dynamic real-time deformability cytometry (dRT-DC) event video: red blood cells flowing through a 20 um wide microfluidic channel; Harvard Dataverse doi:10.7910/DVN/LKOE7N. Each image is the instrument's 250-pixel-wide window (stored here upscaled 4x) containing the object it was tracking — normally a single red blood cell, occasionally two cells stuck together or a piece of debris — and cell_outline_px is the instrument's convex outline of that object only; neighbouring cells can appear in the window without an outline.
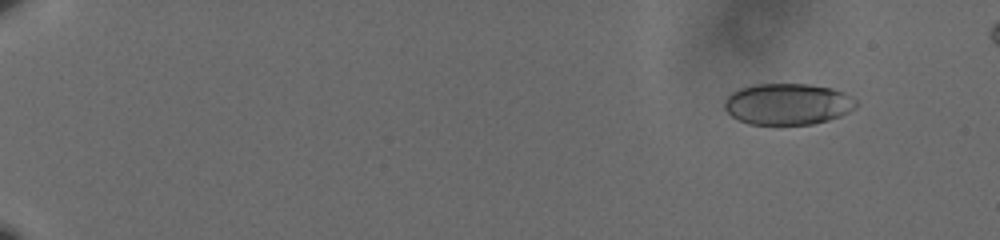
{"species": "human", "species_latin": "Homo sapiens", "temperature_condition": "cold", "stored_images_in_passage": 61, "camera_frame_rate_fps": 3000, "um_per_image_px": 0.085, "donor": {"sex": "male"}, "frame": {"image": 1, "passage_image": 7, "time_ms": 2.0, "image_size_px": [1000, 240], "cell_outline_px": [[860, 104], [856, 108], [840, 116], [828, 120], [812, 124], [748, 124], [732, 116], [724, 108], [724, 100], [732, 92], [740, 88], [756, 84], [808, 84], [832, 88], [844, 92], [856, 100]], "centroid_in_image_um": [66.98, 8.84], "position_along_channel_um": 18.0, "area_um2": 31.79}}
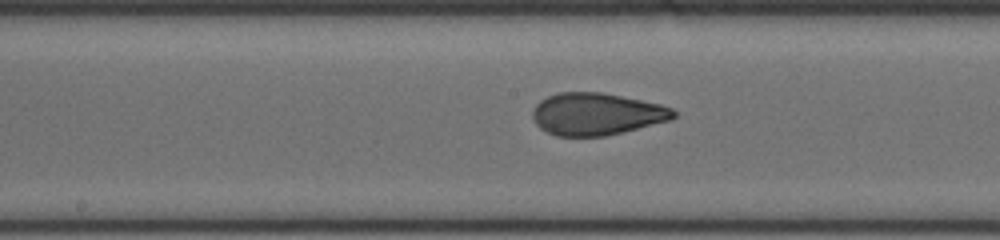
{"frame": {"image": 2, "passage_image": 36, "time_ms": 11.667, "image_size_px": [1000, 240], "cell_outline_px": [[676, 116], [672, 120], [604, 136], [556, 136], [540, 128], [536, 124], [532, 116], [532, 112], [536, 104], [540, 100], [556, 92], [604, 92], [660, 104], [672, 108], [676, 112]], "centroid_in_image_um": [50.7, 9.68], "position_along_channel_um": 197.5, "area_um2": 34.74}}
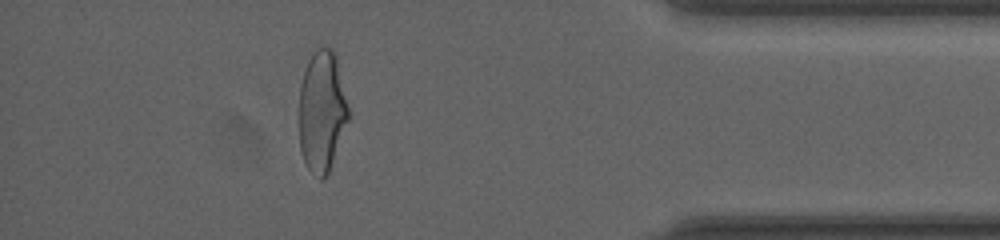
{"frame": {"image": 3, "passage_image": 56, "time_ms": 18.333, "image_size_px": [1000, 240], "cell_outline_px": [[348, 120], [328, 172], [320, 180], [304, 164], [300, 148], [300, 84], [308, 60], [316, 48], [332, 48], [336, 56], [348, 108]], "centroid_in_image_um": [27.35, 9.45], "position_along_channel_um": 407.9, "area_um2": 34.22}, "authors_computed_cell_mechanics": {"area_um2": 34.391, "velocity_mm_per_s": 3.6036, "shape_relaxation_time_tau1_ms": null, "shape_relaxation_time_tau2_ms": 0.9334, "deformation_change_tau1": null, "deformation_change_tau2": 0.071}}